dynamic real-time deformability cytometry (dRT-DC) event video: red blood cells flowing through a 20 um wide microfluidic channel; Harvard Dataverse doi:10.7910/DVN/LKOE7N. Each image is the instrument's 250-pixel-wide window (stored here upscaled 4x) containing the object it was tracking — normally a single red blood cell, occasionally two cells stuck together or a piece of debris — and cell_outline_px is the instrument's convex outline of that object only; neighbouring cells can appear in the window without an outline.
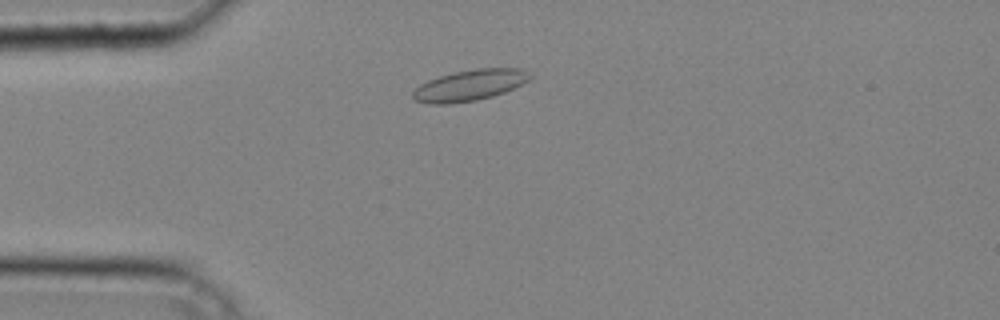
{"species": "common noctule bat (a hibernating species)", "species_latin": "Nyctalus noctula", "temperature_condition": "cold", "stored_images_in_passage": 34, "camera_frame_rate_fps": 3000, "um_per_image_px": 0.085, "animal": {"sex": "male", "body_mass_g": 20.4}, "frame": {"image": 1, "passage_image": 6, "time_ms": 1.667, "image_size_px": [1000, 320], "cell_outline_px": [[532, 76], [528, 80], [504, 92], [492, 96], [476, 100], [448, 104], [428, 104], [416, 100], [412, 96], [412, 92], [420, 84], [428, 80], [452, 72], [476, 68], [520, 68]], "centroid_in_image_um": [39.88, 7.24], "position_along_channel_um": 45.1, "area_um2": 20.98}}
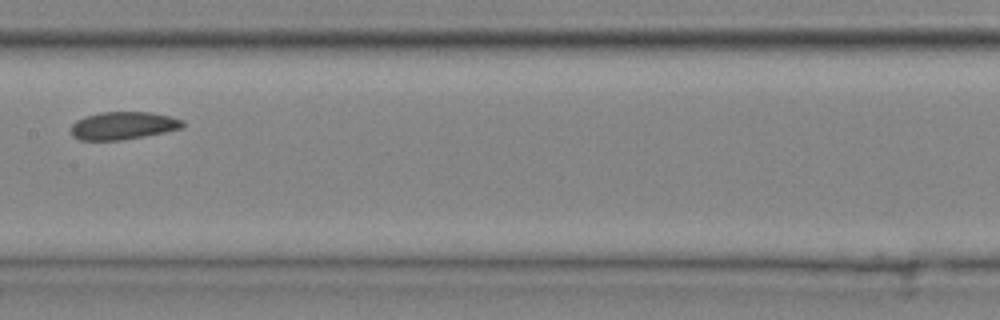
{"frame": {"image": 2, "passage_image": 17, "time_ms": 5.333, "image_size_px": [1000, 320], "cell_outline_px": [[184, 124], [180, 128], [164, 132], [144, 136], [120, 140], [80, 140], [72, 136], [72, 124], [76, 120], [84, 116], [100, 112], [148, 112], [168, 116], [184, 120]], "centroid_in_image_um": [10.43, 10.67], "position_along_channel_um": 197.0, "area_um2": 17.92}}
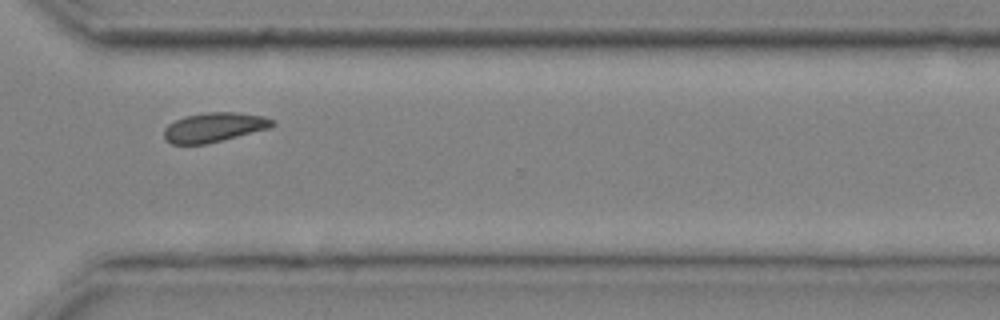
{"frame": {"image": 3, "passage_image": 27, "time_ms": 8.667, "image_size_px": [1000, 320], "cell_outline_px": [[276, 124], [268, 128], [204, 144], [172, 144], [164, 140], [164, 128], [168, 124], [184, 116], [204, 112], [236, 112], [264, 116], [272, 120]], "centroid_in_image_um": [18.14, 10.81], "position_along_channel_um": 352.5, "area_um2": 18.38}}